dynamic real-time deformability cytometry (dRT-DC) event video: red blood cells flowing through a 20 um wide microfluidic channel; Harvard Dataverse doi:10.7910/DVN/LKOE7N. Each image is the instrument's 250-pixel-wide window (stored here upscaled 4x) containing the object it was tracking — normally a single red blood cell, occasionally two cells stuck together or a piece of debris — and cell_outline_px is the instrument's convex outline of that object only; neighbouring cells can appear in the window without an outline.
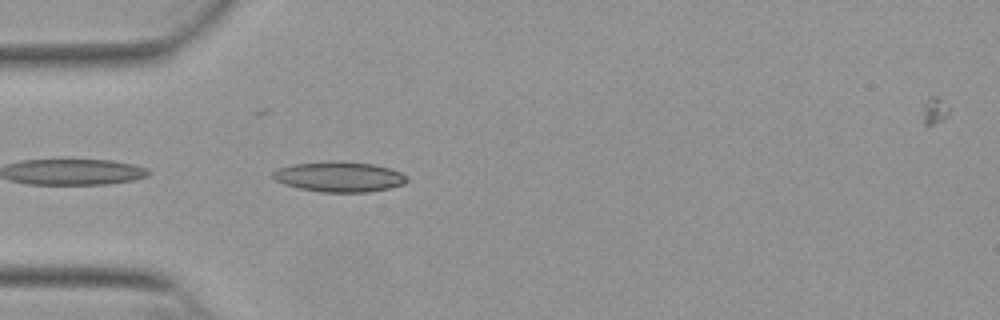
{"species": "Egyptian fruit bat (a non-hibernating species)", "species_latin": "Rousettus aegyptiacus", "temperature_condition": "warm", "stored_images_in_passage": 6, "camera_frame_rate_fps": 3000, "um_per_image_px": 0.085, "animal": {"sex": "female"}, "frame": {"image": 1, "passage_image": 2, "time_ms": 0.333, "image_size_px": [1000, 320], "cell_outline_px": [[408, 180], [404, 184], [388, 188], [368, 192], [320, 192], [300, 188], [284, 184], [276, 180], [272, 176], [272, 172], [280, 168], [292, 164], [328, 160], [340, 160], [372, 164], [388, 168], [400, 172], [408, 176]], "centroid_in_image_um": [28.83, 15.01], "position_along_channel_um": 56.2, "area_um2": 23.76}}